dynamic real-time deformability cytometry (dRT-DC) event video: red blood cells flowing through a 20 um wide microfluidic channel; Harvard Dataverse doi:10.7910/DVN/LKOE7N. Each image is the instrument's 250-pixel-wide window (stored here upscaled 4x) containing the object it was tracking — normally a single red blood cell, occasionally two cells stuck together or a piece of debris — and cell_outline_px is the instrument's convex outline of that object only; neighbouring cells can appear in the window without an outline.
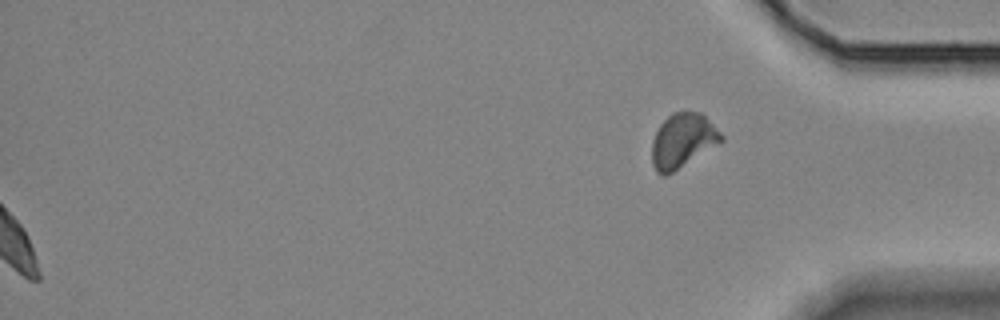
{"species": "Egyptian fruit bat (a non-hibernating species)", "species_latin": "Rousettus aegyptiacus", "temperature_condition": "room temperature", "stored_images_in_passage": 41, "segment_of_instrument_passage": [2, 2], "camera_frame_rate_fps": 3000, "um_per_image_px": 0.085, "animal": {"sex": "female"}, "frame": {"image": 1, "passage_image": 41, "time_ms": 13.333, "image_size_px": [1000, 320], "cell_outline_px": [[724, 140], [672, 172], [664, 176], [660, 176], [656, 172], [652, 164], [652, 140], [660, 124], [672, 112], [700, 112], [724, 136]], "centroid_in_image_um": [57.99, 11.96], "position_along_channel_um": 377.2, "area_um2": 21.62}}